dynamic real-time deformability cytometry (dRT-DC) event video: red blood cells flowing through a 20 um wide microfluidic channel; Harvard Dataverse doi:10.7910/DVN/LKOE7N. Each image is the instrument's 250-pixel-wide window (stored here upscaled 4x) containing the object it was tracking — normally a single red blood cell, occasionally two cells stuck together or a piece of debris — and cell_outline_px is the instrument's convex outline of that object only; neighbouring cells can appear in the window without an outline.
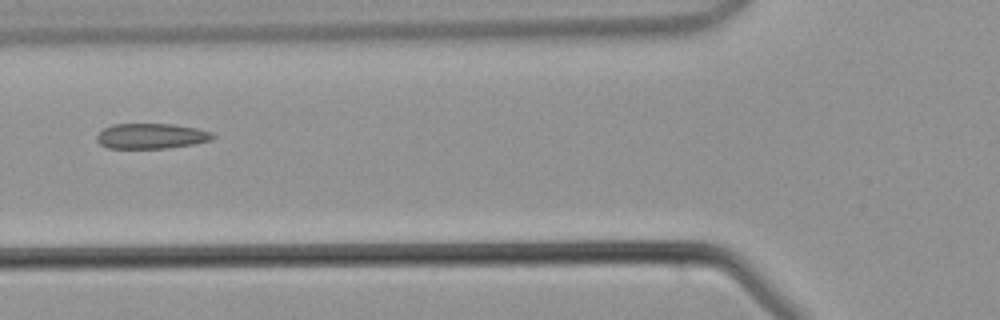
{"species": "common noctule bat (a hibernating species)", "species_latin": "Nyctalus noctula", "temperature_condition": "warm", "stored_images_in_passage": 5, "camera_frame_rate_fps": 3000, "um_per_image_px": 0.085, "animal": {"sex": "male", "body_mass_g": 21.5, "forearm_length_mm": 52.0}, "frame": {"image": 1, "passage_image": 5, "time_ms": 5.333, "image_size_px": [1000, 320], "cell_outline_px": [[216, 136], [212, 140], [192, 144], [164, 148], [108, 148], [100, 144], [96, 140], [96, 136], [104, 128], [112, 124], [172, 124], [196, 128], [212, 132]], "centroid_in_image_um": [12.85, 11.56], "position_along_channel_um": 112.9, "area_um2": 17.05}}